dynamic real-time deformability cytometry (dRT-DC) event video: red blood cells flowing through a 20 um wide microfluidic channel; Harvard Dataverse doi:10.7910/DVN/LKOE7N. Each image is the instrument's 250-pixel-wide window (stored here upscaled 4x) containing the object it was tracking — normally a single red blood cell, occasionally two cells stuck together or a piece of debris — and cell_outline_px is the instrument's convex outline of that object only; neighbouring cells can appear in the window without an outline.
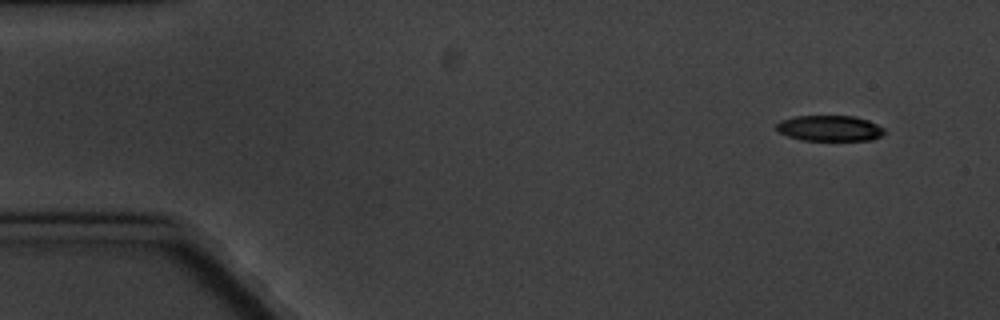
{"species": "common noctule bat (a hibernating species)", "species_latin": "Nyctalus noctula", "temperature_condition": "cold", "stored_images_in_passage": 5, "camera_frame_rate_fps": 3000, "um_per_image_px": 0.085, "animal": {"sex": "male", "body_mass_g": 20.1, "forearm_length_mm": 53.5}, "frame": {"image": 1, "passage_image": 1, "time_ms": 0.0, "image_size_px": [1000, 320], "cell_outline_px": [[884, 132], [880, 136], [872, 140], [800, 140], [788, 136], [780, 132], [776, 128], [776, 124], [780, 120], [796, 116], [856, 116], [868, 120], [884, 128]], "centroid_in_image_um": [70.51, 10.9], "position_along_channel_um": 14.5, "area_um2": 16.13}}